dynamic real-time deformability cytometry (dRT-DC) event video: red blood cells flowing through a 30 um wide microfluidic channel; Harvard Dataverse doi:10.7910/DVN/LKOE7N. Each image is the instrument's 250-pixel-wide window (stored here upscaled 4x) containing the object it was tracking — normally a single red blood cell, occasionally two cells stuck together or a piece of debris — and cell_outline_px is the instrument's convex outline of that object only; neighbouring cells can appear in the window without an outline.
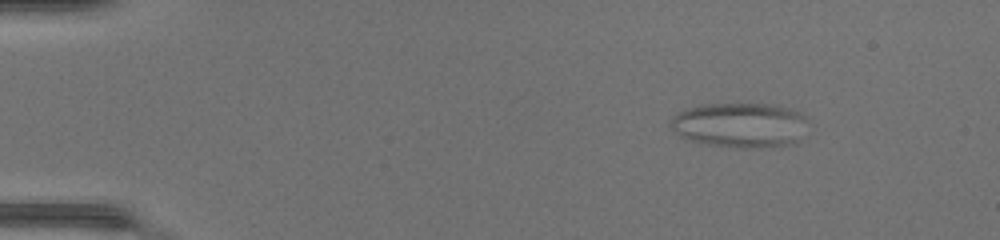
{"species": "common noctule bat (a hibernating species)", "species_latin": "Nyctalus noctula", "temperature_condition": "warm", "stored_images_in_passage": 48, "camera_frame_rate_fps": 3000, "um_per_image_px": 0.085, "animal": {"sex": "female", "body_mass_g": 17.0, "forearm_length_mm": 48.0}, "frame": {"image": 1, "passage_image": 7, "time_ms": 2.0, "image_size_px": [1000, 240], "cell_outline_px": [[808, 116], [800, 140], [796, 144], [748, 148], [744, 148], [708, 144], [692, 140], [680, 136], [668, 124], [668, 120], [676, 112], [684, 108], [700, 104], [776, 104], [800, 112]], "centroid_in_image_um": [62.89, 10.61], "position_along_channel_um": 22.1, "area_um2": 36.3}}
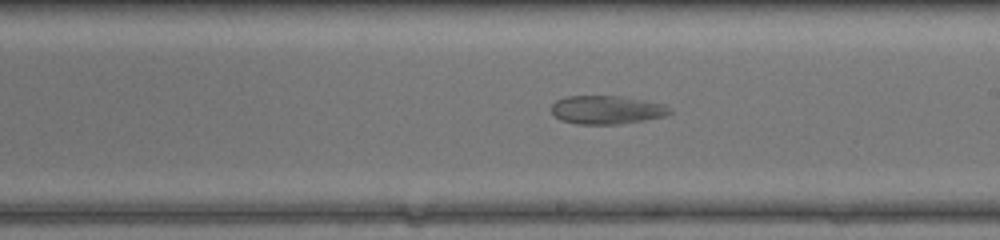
{"frame": {"image": 2, "passage_image": 29, "time_ms": 9.333, "image_size_px": [1000, 240], "cell_outline_px": [[672, 112], [664, 116], [644, 120], [620, 124], [576, 124], [560, 120], [552, 112], [552, 104], [556, 100], [564, 96], [620, 96], [664, 104], [672, 108]], "centroid_in_image_um": [51.57, 9.34], "position_along_channel_um": 237.4, "area_um2": 19.65}}
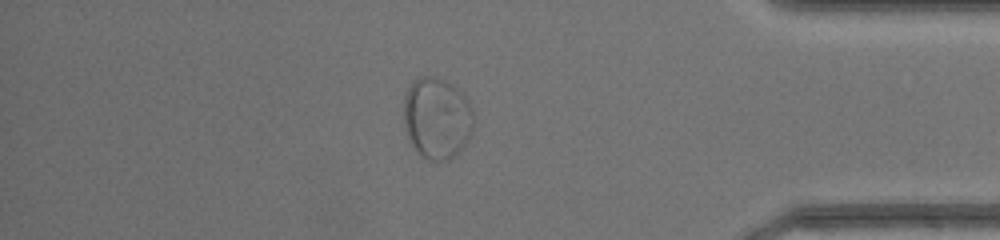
{"frame": {"image": 3, "passage_image": 42, "time_ms": 13.667, "image_size_px": [1000, 240], "cell_outline_px": [[472, 132], [468, 140], [448, 160], [428, 160], [412, 144], [408, 136], [404, 124], [404, 96], [412, 80], [420, 76], [432, 76], [444, 80], [452, 84], [468, 100], [472, 108]], "centroid_in_image_um": [37.12, 9.99], "position_along_channel_um": 398.1, "area_um2": 32.77}}